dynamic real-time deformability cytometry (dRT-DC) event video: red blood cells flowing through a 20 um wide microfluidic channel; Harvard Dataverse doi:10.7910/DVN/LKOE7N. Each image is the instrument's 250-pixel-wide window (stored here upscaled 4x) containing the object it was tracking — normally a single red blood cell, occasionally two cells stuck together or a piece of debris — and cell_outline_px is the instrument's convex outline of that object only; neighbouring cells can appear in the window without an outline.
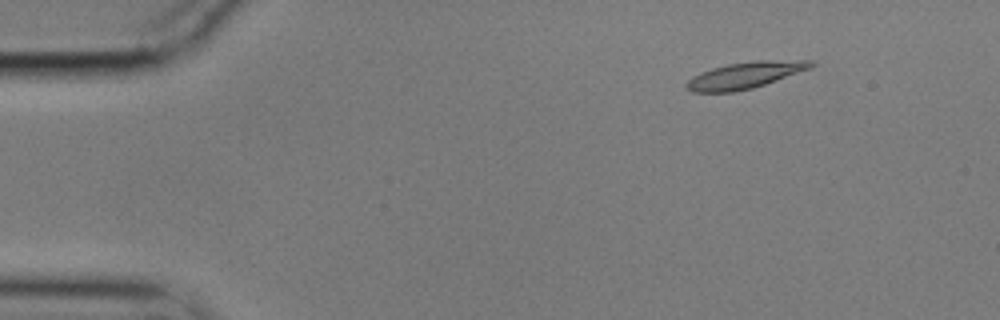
{"species": "common noctule bat (a hibernating species)", "species_latin": "Nyctalus noctula", "temperature_condition": "cold", "stored_images_in_passage": 57, "camera_frame_rate_fps": 3000, "um_per_image_px": 0.085, "animal": {"sex": "male", "body_mass_g": 17.9}, "frame": {"image": 1, "passage_image": 7, "time_ms": 2.0, "image_size_px": [1000, 320], "cell_outline_px": [[816, 64], [812, 68], [752, 88], [732, 92], [692, 92], [684, 88], [684, 84], [692, 76], [700, 72], [712, 68], [728, 64], [752, 60], [812, 60]], "centroid_in_image_um": [63.31, 6.38], "position_along_channel_um": 21.7, "area_um2": 19.36}}
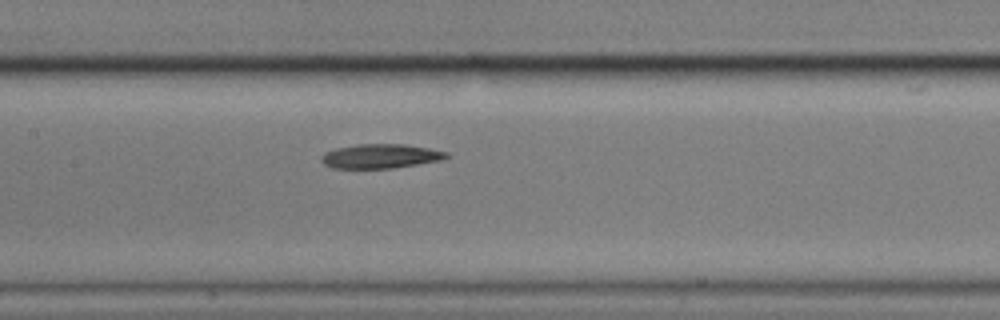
{"frame": {"image": 2, "passage_image": 27, "time_ms": 8.667, "image_size_px": [1000, 320], "cell_outline_px": [[448, 156], [440, 160], [392, 168], [332, 168], [324, 164], [320, 160], [320, 156], [324, 152], [336, 148], [356, 144], [404, 144], [428, 148], [448, 152]], "centroid_in_image_um": [32.28, 13.27], "position_along_channel_um": 175.1, "area_um2": 17.63}}
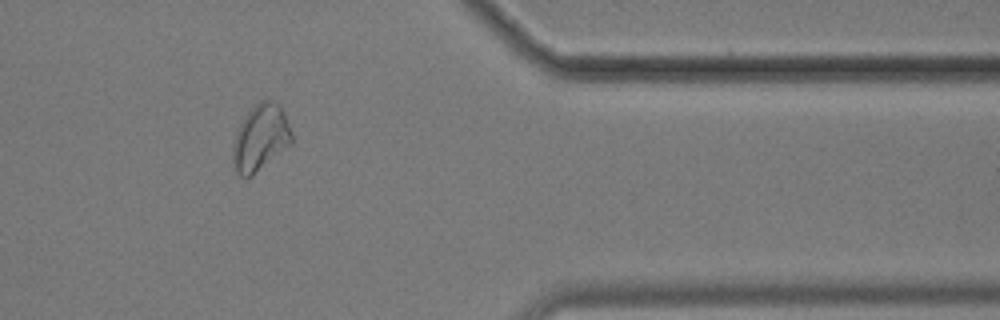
{"frame": {"image": 3, "passage_image": 47, "time_ms": 15.333, "image_size_px": [1000, 320], "cell_outline_px": [[292, 144], [248, 180], [244, 180], [236, 172], [232, 160], [232, 144], [236, 132], [240, 124], [248, 112], [260, 100], [272, 100], [280, 104], [288, 120], [292, 132]], "centroid_in_image_um": [22.14, 11.75], "position_along_channel_um": 389.3, "area_um2": 23.29}, "authors_computed_cell_mechanics": {"area_um2": 18.7272, "velocity_mm_per_s": 3.4947, "shape_relaxation_time_tau1_ms": null, "shape_relaxation_time_tau2_ms": 10.1651, "deformation_change_tau1": null, "deformation_change_tau2": 0.1886}}